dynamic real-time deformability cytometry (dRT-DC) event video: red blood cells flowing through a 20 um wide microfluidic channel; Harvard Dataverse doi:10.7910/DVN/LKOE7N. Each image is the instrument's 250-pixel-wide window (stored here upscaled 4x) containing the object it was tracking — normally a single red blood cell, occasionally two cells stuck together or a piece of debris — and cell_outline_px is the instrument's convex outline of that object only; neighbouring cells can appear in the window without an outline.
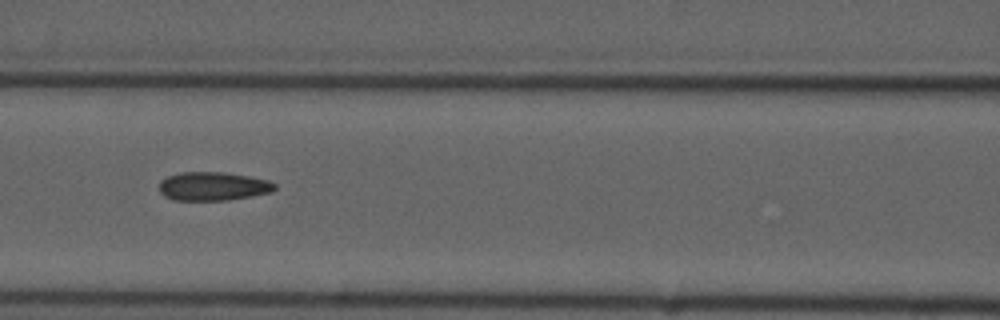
{"species": "common noctule bat (a hibernating species)", "species_latin": "Nyctalus noctula", "temperature_condition": "cold", "stored_images_in_passage": 9, "segment_of_instrument_passage": [1, 2], "camera_frame_rate_fps": 3000, "um_per_image_px": 0.085, "animal": {"sex": "male", "forearm_length_mm": 52.5}, "frame": {"image": 1, "passage_image": 6, "time_ms": 6.0, "image_size_px": [1000, 320], "cell_outline_px": [[276, 188], [272, 192], [252, 196], [228, 200], [172, 200], [164, 196], [160, 192], [160, 180], [168, 176], [180, 172], [224, 172], [248, 176], [268, 180], [276, 184]], "centroid_in_image_um": [18.11, 15.83], "position_along_channel_um": 148.5, "area_um2": 19.36}}
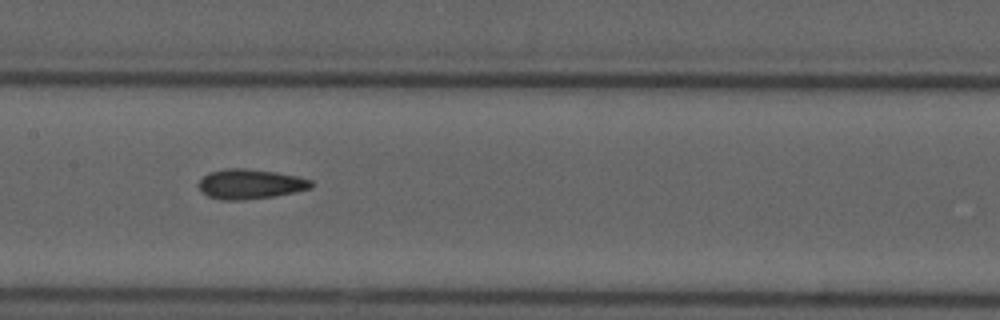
{"frame": {"image": 2, "passage_image": 7, "time_ms": 7.0, "image_size_px": [1000, 320], "cell_outline_px": [[312, 188], [296, 192], [272, 196], [244, 200], [220, 200], [208, 196], [200, 192], [200, 180], [208, 172], [224, 168], [244, 168], [276, 172], [296, 176], [312, 180]], "centroid_in_image_um": [21.25, 15.64], "position_along_channel_um": 186.1, "area_um2": 19.59}}
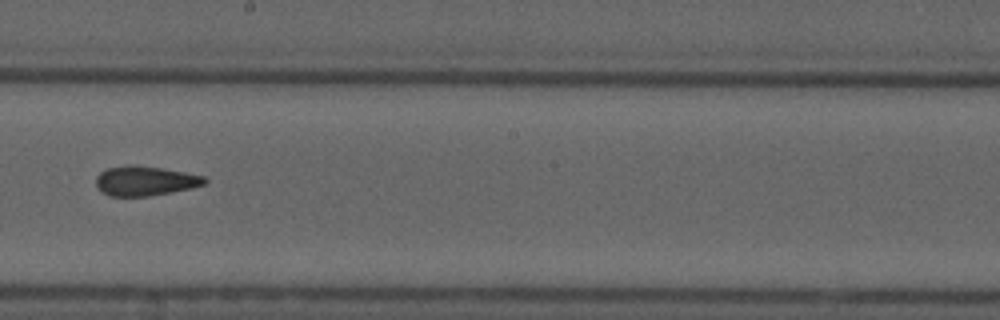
{"frame": {"image": 3, "passage_image": 8, "time_ms": 8.333, "image_size_px": [1000, 320], "cell_outline_px": [[208, 180], [204, 184], [192, 188], [148, 196], [108, 196], [96, 184], [96, 176], [100, 172], [108, 168], [128, 164], [136, 164], [184, 172], [204, 176]], "centroid_in_image_um": [12.33, 15.36], "position_along_channel_um": 235.9, "area_um2": 18.67}}